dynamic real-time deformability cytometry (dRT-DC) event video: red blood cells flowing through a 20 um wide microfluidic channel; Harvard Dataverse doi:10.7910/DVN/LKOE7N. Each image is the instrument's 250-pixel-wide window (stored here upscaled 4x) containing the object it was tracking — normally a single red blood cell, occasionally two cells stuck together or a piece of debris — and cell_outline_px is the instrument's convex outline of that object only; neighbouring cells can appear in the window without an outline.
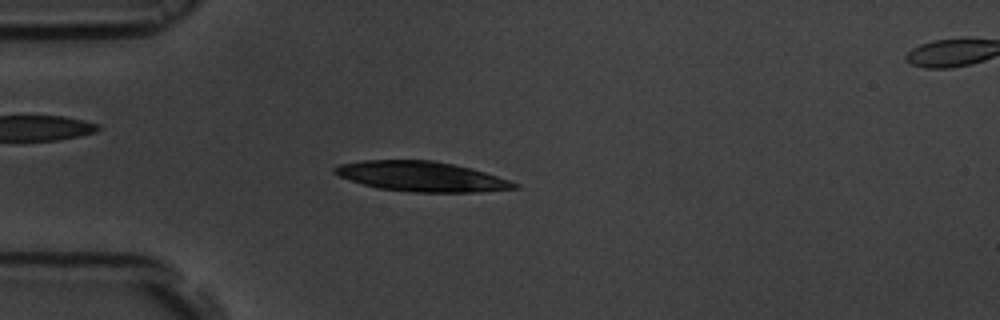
{"species": "common noctule bat (a hibernating species)", "species_latin": "Nyctalus noctula", "temperature_condition": "room temperature", "stored_images_in_passage": 55, "camera_frame_rate_fps": 3000, "um_per_image_px": 0.085, "animal": {"sex": "male", "body_mass_g": 19.5, "forearm_length_mm": 54.6}, "frame": {"image": 1, "passage_image": 15, "time_ms": 4.667, "image_size_px": [1000, 320], "cell_outline_px": [[520, 188], [476, 192], [412, 192], [376, 188], [340, 176], [332, 172], [332, 168], [340, 164], [364, 160], [432, 160], [472, 168], [520, 184]], "centroid_in_image_um": [35.83, 15.0], "position_along_channel_um": 49.2, "area_um2": 31.27}}
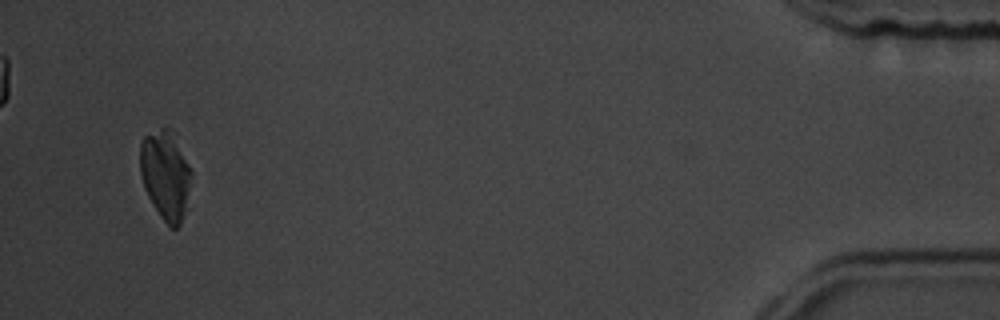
{"frame": {"image": 2, "passage_image": 53, "time_ms": 17.333, "image_size_px": [1000, 320], "cell_outline_px": [[192, 172], [184, 212], [180, 224], [176, 228], [172, 228], [164, 220], [148, 196], [144, 188], [140, 176], [140, 144], [144, 136], [164, 128], [172, 128]], "centroid_in_image_um": [14.05, 14.83], "position_along_channel_um": 421.1, "area_um2": 26.13}}